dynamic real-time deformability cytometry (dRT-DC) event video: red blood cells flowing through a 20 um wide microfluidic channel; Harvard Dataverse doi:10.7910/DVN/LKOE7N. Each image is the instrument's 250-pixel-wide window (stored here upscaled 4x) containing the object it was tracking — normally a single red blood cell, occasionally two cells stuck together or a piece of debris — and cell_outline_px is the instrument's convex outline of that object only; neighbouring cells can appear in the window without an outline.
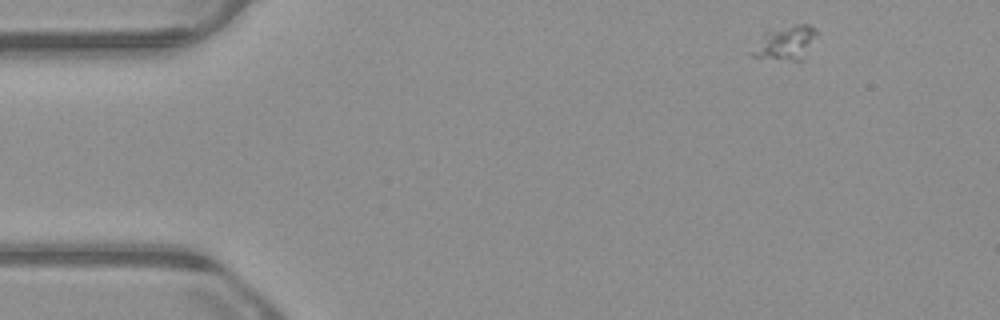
{"species": "common noctule bat (a hibernating species)", "species_latin": "Nyctalus noctula", "temperature_condition": "warm", "stored_images_in_passage": 49, "camera_frame_rate_fps": 3000, "um_per_image_px": 0.085, "animal": {"sex": "male", "body_mass_g": 23.1, "forearm_length_mm": 52.7}, "frame": {"image": 1, "passage_image": 1, "time_ms": 0.0, "image_size_px": [1000, 320], "cell_outline_px": [[820, 32], [800, 60], [792, 60], [752, 56], [748, 52], [764, 32], [792, 24], [808, 24], [816, 28]], "centroid_in_image_um": [66.76, 3.6], "position_along_channel_um": 18.2, "area_um2": 12.77}}
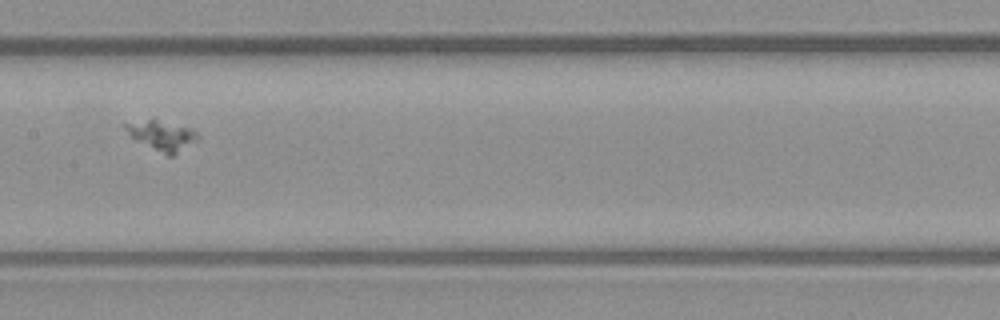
{"frame": {"image": 2, "passage_image": 22, "time_ms": 7.0, "image_size_px": [1000, 320], "cell_outline_px": [[200, 136], [196, 140], [172, 156], [168, 156], [136, 140], [120, 124], [148, 120], [156, 120], [192, 128]], "centroid_in_image_um": [13.77, 11.52], "position_along_channel_um": 193.6, "area_um2": 12.14}}
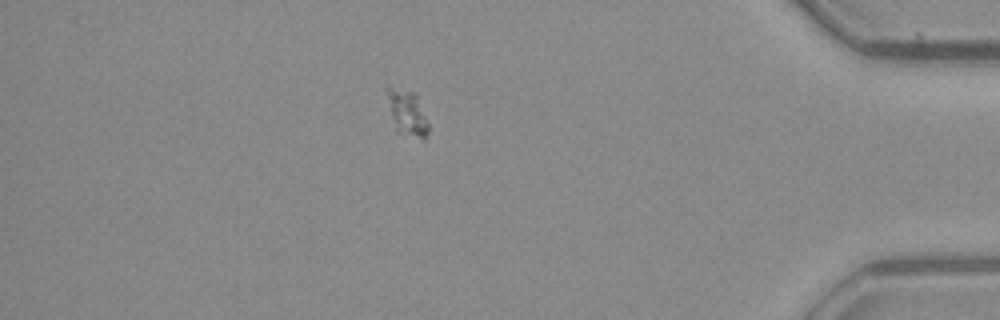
{"frame": {"image": 3, "passage_image": 42, "time_ms": 13.667, "image_size_px": [1000, 320], "cell_outline_px": [[428, 136], [424, 140], [396, 132], [392, 116], [388, 96], [388, 88], [412, 92], [416, 96], [428, 124]], "centroid_in_image_um": [34.65, 9.7], "position_along_channel_um": 400.5, "area_um2": 10.29}}